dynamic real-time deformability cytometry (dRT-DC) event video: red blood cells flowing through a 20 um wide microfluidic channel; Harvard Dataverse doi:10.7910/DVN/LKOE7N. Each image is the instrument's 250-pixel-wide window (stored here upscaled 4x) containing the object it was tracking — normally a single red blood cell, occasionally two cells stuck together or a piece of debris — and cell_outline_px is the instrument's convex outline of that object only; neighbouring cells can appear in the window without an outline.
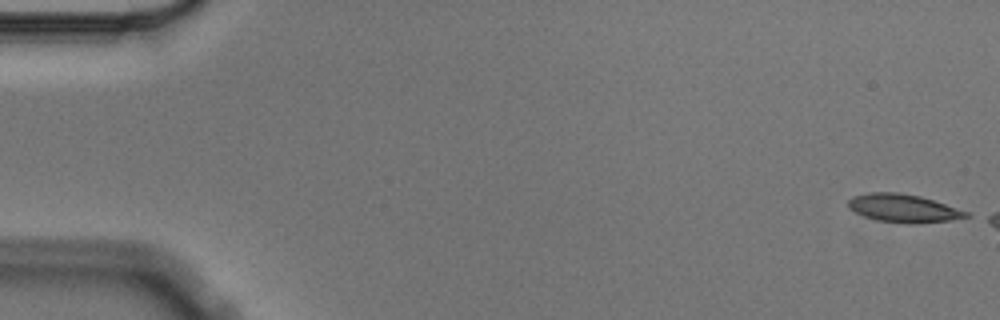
{"species": "Egyptian fruit bat (a non-hibernating species)", "species_latin": "Rousettus aegyptiacus", "temperature_condition": "cold", "stored_images_in_passage": 4, "camera_frame_rate_fps": 3000, "um_per_image_px": 0.085, "animal": {"sex": "male"}, "frame": {"image": 1, "passage_image": 1, "time_ms": 0.0, "image_size_px": [1000, 320], "cell_outline_px": [[972, 216], [948, 220], [912, 224], [904, 224], [876, 220], [864, 216], [848, 208], [848, 200], [852, 196], [868, 192], [896, 192], [920, 196], [968, 212]], "centroid_in_image_um": [76.73, 17.7], "position_along_channel_um": 8.3, "area_um2": 19.25}}